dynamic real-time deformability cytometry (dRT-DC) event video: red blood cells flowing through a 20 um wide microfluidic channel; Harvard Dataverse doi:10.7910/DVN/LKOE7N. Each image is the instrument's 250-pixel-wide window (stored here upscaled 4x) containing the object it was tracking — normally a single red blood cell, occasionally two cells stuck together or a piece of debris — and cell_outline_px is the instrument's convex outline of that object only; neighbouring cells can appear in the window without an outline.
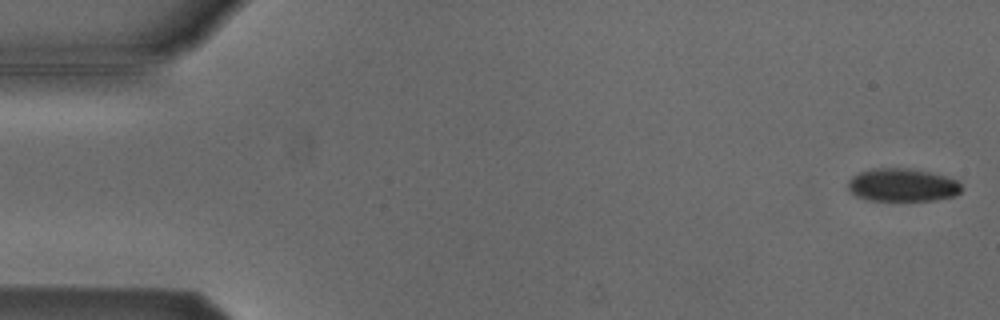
{"species": "Egyptian fruit bat (a non-hibernating species)", "species_latin": "Rousettus aegyptiacus", "temperature_condition": "cold", "stored_images_in_passage": 54, "camera_frame_rate_fps": 3000, "um_per_image_px": 0.085, "animal": {"sex": "male"}, "frame": {"image": 1, "passage_image": 2, "time_ms": 0.333, "image_size_px": [1000, 320], "cell_outline_px": [[960, 192], [956, 196], [936, 200], [868, 200], [856, 196], [848, 188], [848, 180], [852, 176], [860, 172], [872, 168], [908, 168], [928, 172], [960, 180]], "centroid_in_image_um": [76.7, 15.72], "position_along_channel_um": 8.3, "area_um2": 21.85}}
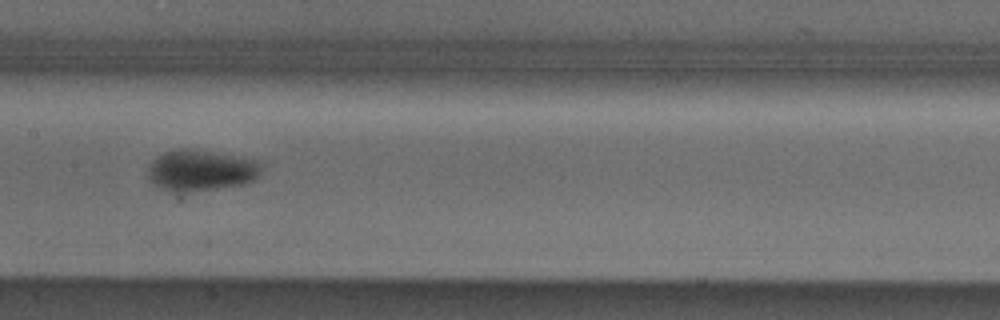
{"frame": {"image": 2, "passage_image": 27, "time_ms": 8.667, "image_size_px": [1000, 320], "cell_outline_px": [[264, 168], [256, 180], [244, 184], [192, 192], [168, 192], [160, 188], [148, 180], [148, 164], [156, 156], [164, 152], [180, 148], [192, 148], [256, 160], [264, 164]], "centroid_in_image_um": [17.07, 14.49], "position_along_channel_um": 190.3, "area_um2": 27.8}}
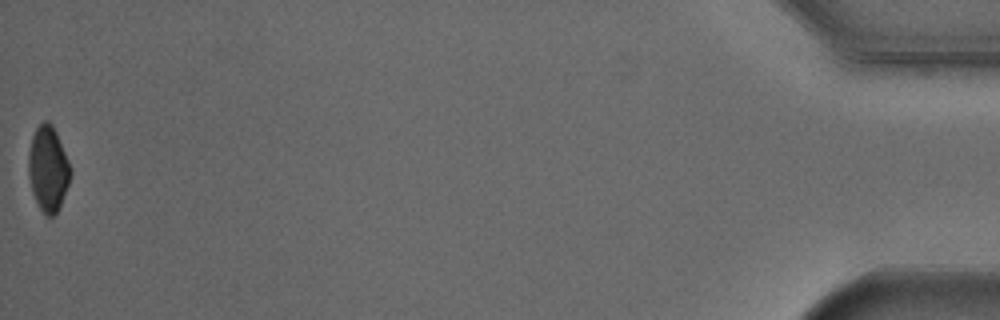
{"frame": {"image": 3, "passage_image": 54, "time_ms": 17.667, "image_size_px": [1000, 320], "cell_outline_px": [[72, 172], [60, 208], [52, 216], [44, 216], [32, 192], [28, 176], [28, 156], [32, 136], [36, 128], [44, 120], [48, 120], [52, 124], [56, 132], [72, 168]], "centroid_in_image_um": [4.09, 14.35], "position_along_channel_um": 431.1, "area_um2": 20.98}, "authors_computed_cell_mechanics": {"area_um2": 24.7095, "velocity_mm_per_s": 3.8356, "shape_relaxation_time_tau1_ms": 5.496, "shape_relaxation_time_tau2_ms": null, "deformation_change_tau1": 0.0896, "deformation_change_tau2": null}}